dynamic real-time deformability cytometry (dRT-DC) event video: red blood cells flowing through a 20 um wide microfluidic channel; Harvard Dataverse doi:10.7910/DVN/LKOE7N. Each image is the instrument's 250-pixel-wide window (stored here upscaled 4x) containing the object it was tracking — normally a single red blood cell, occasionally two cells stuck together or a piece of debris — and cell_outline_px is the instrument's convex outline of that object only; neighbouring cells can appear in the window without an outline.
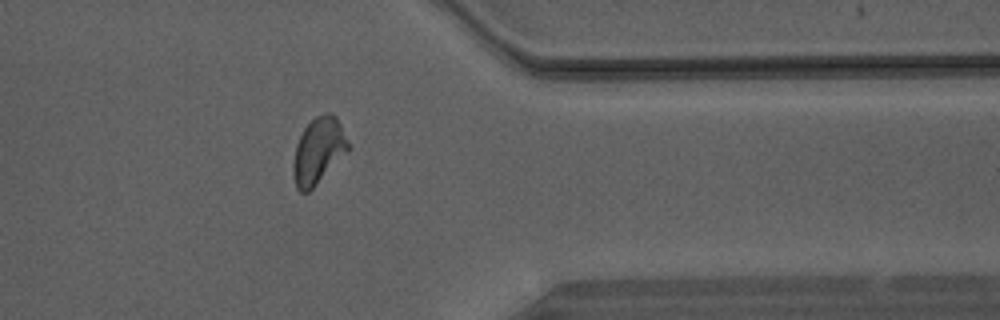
{"species": "Egyptian fruit bat (a non-hibernating species)", "species_latin": "Rousettus aegyptiacus", "temperature_condition": "warm", "stored_images_in_passage": 30, "camera_frame_rate_fps": 3000, "um_per_image_px": 0.085, "animal": {"sex": "male"}, "frame": {"image": 1, "passage_image": 22, "time_ms": 7.0, "image_size_px": [1000, 320], "cell_outline_px": [[352, 148], [308, 192], [300, 192], [296, 188], [292, 172], [292, 164], [296, 144], [304, 128], [316, 116], [324, 112], [332, 112], [336, 116]], "centroid_in_image_um": [27.07, 12.8], "position_along_channel_um": 384.3, "area_um2": 21.33}}